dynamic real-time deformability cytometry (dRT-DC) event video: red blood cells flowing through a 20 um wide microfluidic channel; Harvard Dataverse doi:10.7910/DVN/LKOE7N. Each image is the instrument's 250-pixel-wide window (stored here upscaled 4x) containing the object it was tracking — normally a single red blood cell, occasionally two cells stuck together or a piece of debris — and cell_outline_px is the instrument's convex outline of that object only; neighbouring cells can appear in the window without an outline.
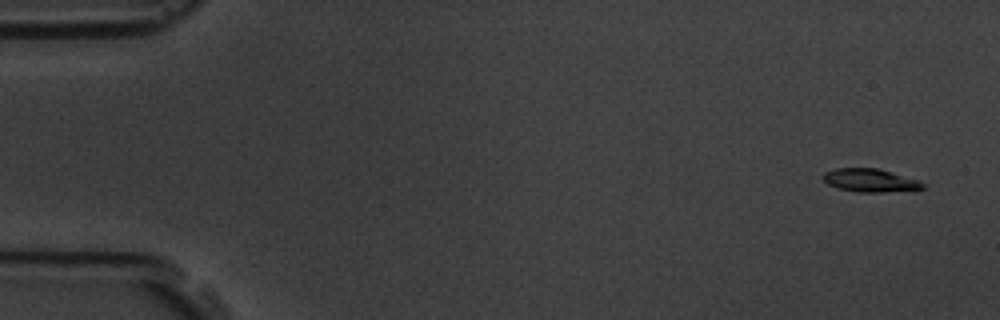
{"species": "common noctule bat (a hibernating species)", "species_latin": "Nyctalus noctula", "temperature_condition": "room temperature", "stored_images_in_passage": 5, "camera_frame_rate_fps": 3000, "um_per_image_px": 0.085, "animal": {"sex": "male", "body_mass_g": 19.5, "forearm_length_mm": 54.6}, "frame": {"image": 1, "passage_image": 1, "time_ms": 0.0, "image_size_px": [1000, 320], "cell_outline_px": [[924, 188], [912, 192], [860, 192], [836, 188], [828, 184], [820, 176], [824, 172], [836, 168], [880, 168], [920, 180], [924, 184]], "centroid_in_image_um": [74.03, 15.34], "position_along_channel_um": 11.0, "area_um2": 13.99}}
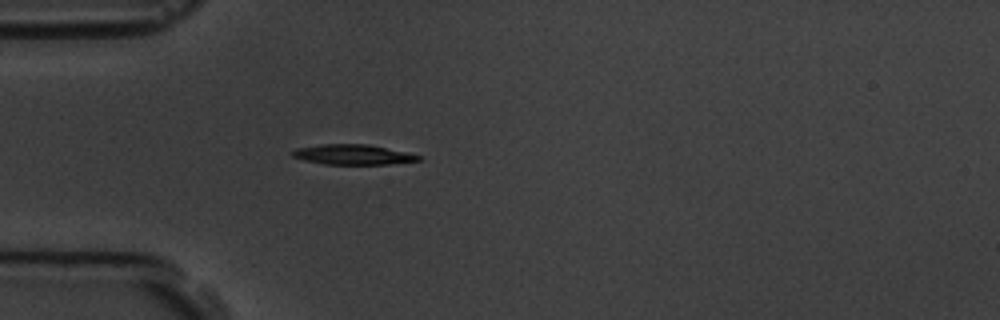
{"frame": {"image": 2, "passage_image": 5, "time_ms": 4.667, "image_size_px": [1000, 320], "cell_outline_px": [[420, 160], [388, 164], [324, 164], [304, 160], [292, 156], [288, 152], [296, 148], [320, 144], [368, 144], [408, 152], [420, 156]], "centroid_in_image_um": [29.94, 13.13], "position_along_channel_um": 55.1, "area_um2": 14.8}}